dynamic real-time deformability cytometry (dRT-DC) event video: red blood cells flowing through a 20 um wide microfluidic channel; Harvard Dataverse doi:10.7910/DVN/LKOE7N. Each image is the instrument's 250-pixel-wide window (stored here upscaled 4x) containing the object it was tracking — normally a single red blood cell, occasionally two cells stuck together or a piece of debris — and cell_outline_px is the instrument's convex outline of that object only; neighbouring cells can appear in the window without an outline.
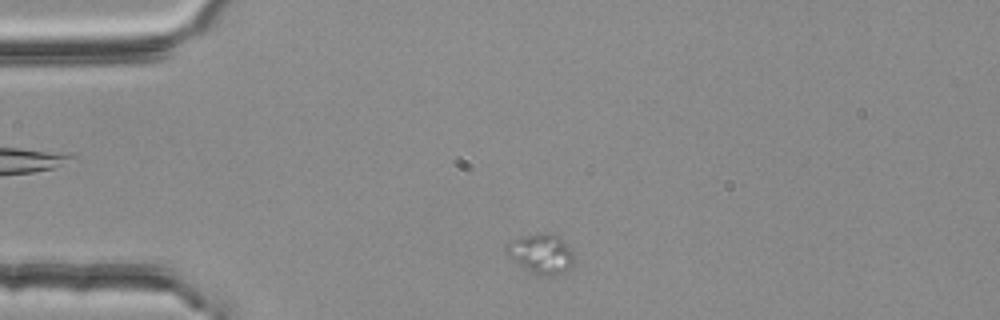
{"species": "common noctule bat (a hibernating species)", "species_latin": "Nyctalus noctula", "temperature_condition": "room temperature", "stored_images_in_passage": 38, "camera_frame_rate_fps": 3000, "um_per_image_px": 0.085, "animal": {"sex": "female", "body_mass_g": 25.1}, "frame": {"image": 1, "passage_image": 2, "time_ms": 0.333, "image_size_px": [1000, 320], "cell_outline_px": [[572, 264], [568, 268], [552, 276], [532, 272], [524, 268], [512, 260], [508, 256], [504, 248], [512, 240], [520, 236], [540, 232], [552, 232], [560, 236], [572, 248]], "centroid_in_image_um": [45.98, 21.5], "position_along_channel_um": 39.0, "area_um2": 15.66}}